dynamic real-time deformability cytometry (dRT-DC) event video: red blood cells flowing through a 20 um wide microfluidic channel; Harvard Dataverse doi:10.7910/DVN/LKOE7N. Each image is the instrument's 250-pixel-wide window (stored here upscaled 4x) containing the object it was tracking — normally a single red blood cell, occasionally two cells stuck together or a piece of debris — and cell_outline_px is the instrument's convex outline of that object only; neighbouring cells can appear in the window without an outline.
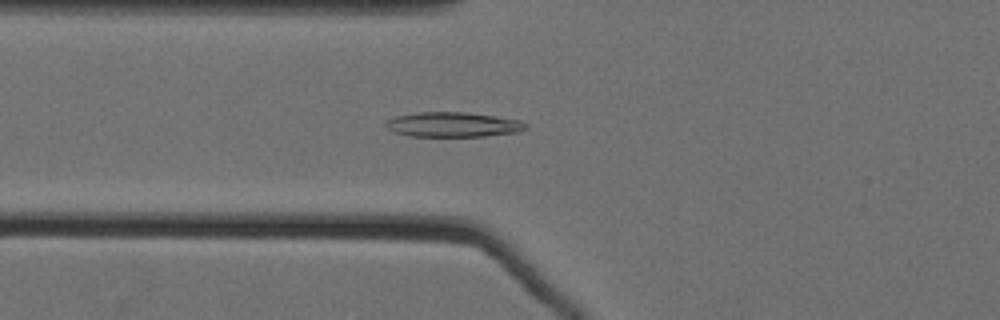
{"species": "Egyptian fruit bat (a non-hibernating species)", "species_latin": "Rousettus aegyptiacus", "temperature_condition": "cold", "stored_images_in_passage": 52, "camera_frame_rate_fps": 3000, "um_per_image_px": 0.085, "animal": {"sex": "female"}, "frame": {"image": 1, "passage_image": 17, "time_ms": 5.333, "image_size_px": [1000, 320], "cell_outline_px": [[528, 128], [520, 132], [484, 136], [412, 136], [396, 132], [388, 128], [384, 124], [388, 120], [396, 116], [420, 112], [464, 112], [496, 116], [520, 120], [528, 124]], "centroid_in_image_um": [38.58, 10.59], "position_along_channel_um": 87.2, "area_um2": 20.17}}
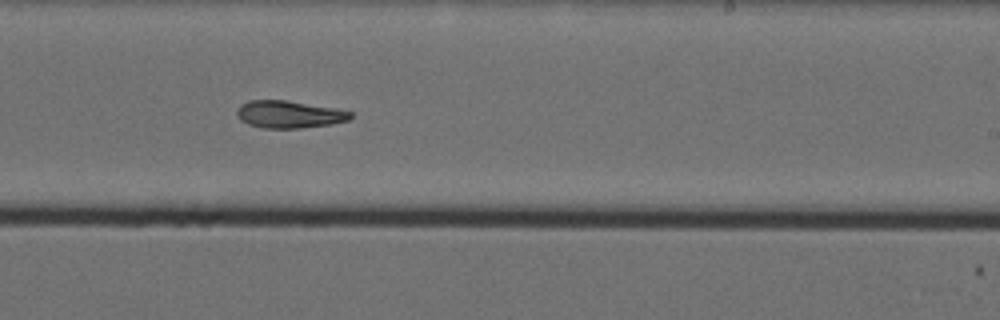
{"frame": {"image": 2, "passage_image": 32, "time_ms": 10.333, "image_size_px": [1000, 320], "cell_outline_px": [[352, 116], [348, 120], [332, 124], [300, 128], [264, 128], [248, 124], [240, 120], [236, 112], [240, 104], [248, 100], [284, 100], [340, 108], [352, 112]], "centroid_in_image_um": [24.59, 9.71], "position_along_channel_um": 264.4, "area_um2": 18.26}}
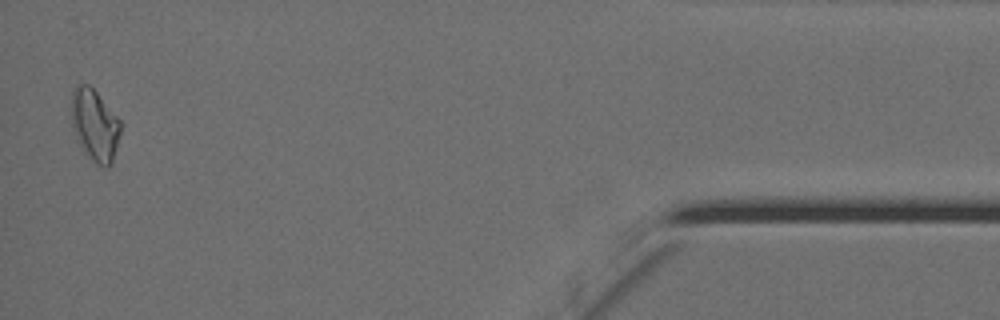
{"frame": {"image": 3, "passage_image": 51, "time_ms": 16.667, "image_size_px": [1000, 320], "cell_outline_px": [[120, 132], [112, 164], [108, 168], [104, 168], [96, 164], [80, 148], [72, 128], [68, 108], [72, 92], [76, 84], [88, 84], [96, 92], [120, 120]], "centroid_in_image_um": [7.99, 10.63], "position_along_channel_um": 427.2, "area_um2": 21.04}, "authors_computed_cell_mechanics": {"area_um2": 18.8139, "velocity_mm_per_s": 3.5367, "shape_relaxation_time_tau1_ms": null, "shape_relaxation_time_tau2_ms": 10.6061, "deformation_change_tau1": null, "deformation_change_tau2": 0.1516}}